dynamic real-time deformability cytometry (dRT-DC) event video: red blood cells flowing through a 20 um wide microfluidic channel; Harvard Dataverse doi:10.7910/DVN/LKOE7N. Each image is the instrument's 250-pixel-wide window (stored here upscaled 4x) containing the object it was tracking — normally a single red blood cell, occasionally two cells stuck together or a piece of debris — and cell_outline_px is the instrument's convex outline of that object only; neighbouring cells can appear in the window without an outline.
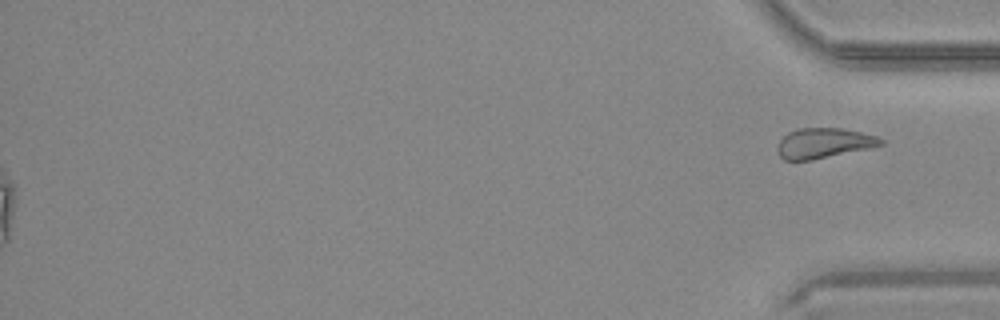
{"species": "common noctule bat (a hibernating species)", "species_latin": "Nyctalus noctula", "temperature_condition": "warm", "stored_images_in_passage": 35, "camera_frame_rate_fps": 3000, "um_per_image_px": 0.085, "animal": {"sex": "male", "body_mass_g": 20.4}, "frame": {"image": 1, "passage_image": 35, "time_ms": 11.333, "image_size_px": [1000, 320], "cell_outline_px": [[884, 144], [868, 148], [812, 160], [784, 160], [780, 156], [776, 148], [780, 140], [788, 132], [796, 128], [840, 128], [860, 132], [876, 136], [884, 140]], "centroid_in_image_um": [69.99, 12.16], "position_along_channel_um": 365.2, "area_um2": 18.03}}